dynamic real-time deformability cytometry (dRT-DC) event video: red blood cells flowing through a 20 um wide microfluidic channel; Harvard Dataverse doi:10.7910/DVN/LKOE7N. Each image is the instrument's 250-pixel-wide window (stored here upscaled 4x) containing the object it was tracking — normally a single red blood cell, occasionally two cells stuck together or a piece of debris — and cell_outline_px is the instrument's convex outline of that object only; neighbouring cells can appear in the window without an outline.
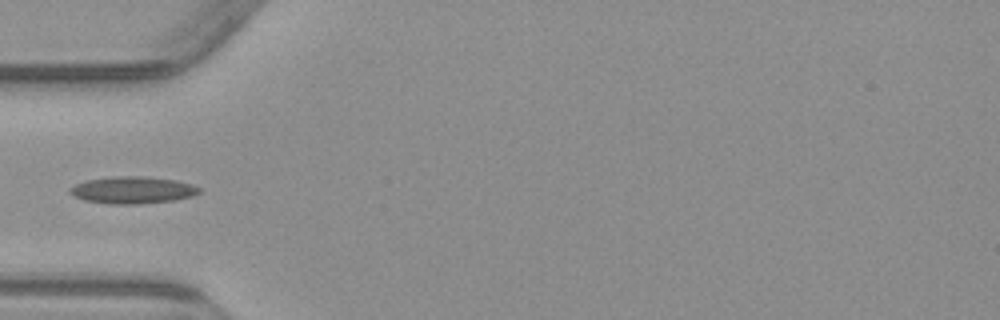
{"species": "common noctule bat (a hibernating species)", "species_latin": "Nyctalus noctula", "temperature_condition": "warm", "stored_images_in_passage": 6, "camera_frame_rate_fps": 3000, "um_per_image_px": 0.085, "animal": {"sex": "male", "body_mass_g": 23.1, "forearm_length_mm": 52.7}, "frame": {"image": 1, "passage_image": 5, "time_ms": 5.667, "image_size_px": [1000, 320], "cell_outline_px": [[200, 192], [192, 196], [172, 200], [140, 204], [108, 204], [84, 200], [68, 192], [68, 188], [76, 184], [88, 180], [116, 176], [140, 176], [176, 180], [192, 184], [200, 188]], "centroid_in_image_um": [11.26, 16.16], "position_along_channel_um": 73.7, "area_um2": 20.23}}
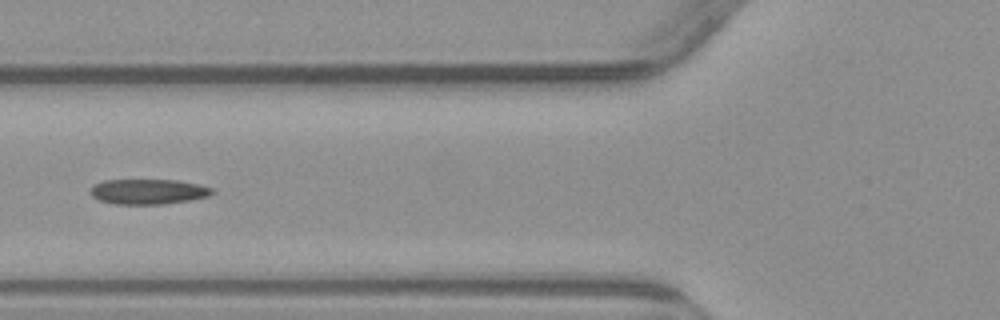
{"frame": {"image": 2, "passage_image": 6, "time_ms": 6.667, "image_size_px": [1000, 320], "cell_outline_px": [[216, 192], [208, 196], [188, 200], [164, 204], [116, 204], [100, 200], [92, 196], [88, 192], [96, 184], [104, 180], [180, 180], [212, 188]], "centroid_in_image_um": [12.6, 16.28], "position_along_channel_um": 113.2, "area_um2": 17.74}}